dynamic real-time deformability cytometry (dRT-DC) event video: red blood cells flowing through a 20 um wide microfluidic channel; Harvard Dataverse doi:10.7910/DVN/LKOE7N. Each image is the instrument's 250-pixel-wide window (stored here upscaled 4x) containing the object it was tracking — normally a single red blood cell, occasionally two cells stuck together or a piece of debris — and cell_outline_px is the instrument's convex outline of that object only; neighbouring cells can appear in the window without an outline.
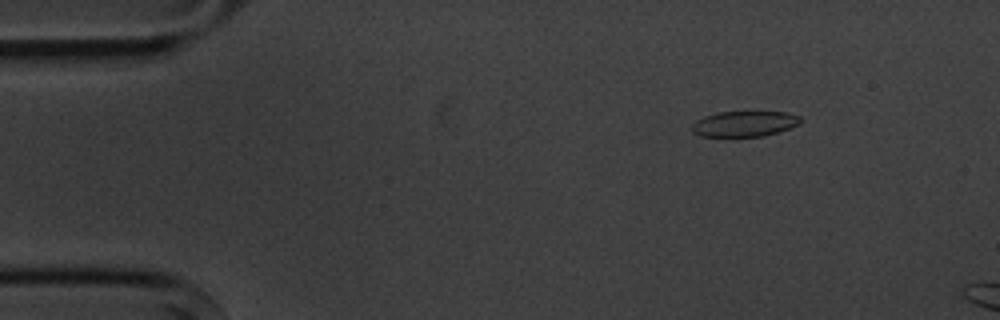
{"species": "common noctule bat (a hibernating species)", "species_latin": "Nyctalus noctula", "temperature_condition": "cold", "stored_images_in_passage": 3, "camera_frame_rate_fps": 3000, "um_per_image_px": 0.085, "animal": {"sex": "male", "body_mass_g": 20.1, "forearm_length_mm": 53.5}, "frame": {"image": 1, "passage_image": 2, "time_ms": 1.0, "image_size_px": [1000, 320], "cell_outline_px": [[804, 120], [800, 124], [764, 136], [700, 136], [692, 132], [692, 124], [696, 120], [704, 116], [720, 112], [788, 112], [800, 116]], "centroid_in_image_um": [63.29, 10.51], "position_along_channel_um": 21.7, "area_um2": 16.13}}